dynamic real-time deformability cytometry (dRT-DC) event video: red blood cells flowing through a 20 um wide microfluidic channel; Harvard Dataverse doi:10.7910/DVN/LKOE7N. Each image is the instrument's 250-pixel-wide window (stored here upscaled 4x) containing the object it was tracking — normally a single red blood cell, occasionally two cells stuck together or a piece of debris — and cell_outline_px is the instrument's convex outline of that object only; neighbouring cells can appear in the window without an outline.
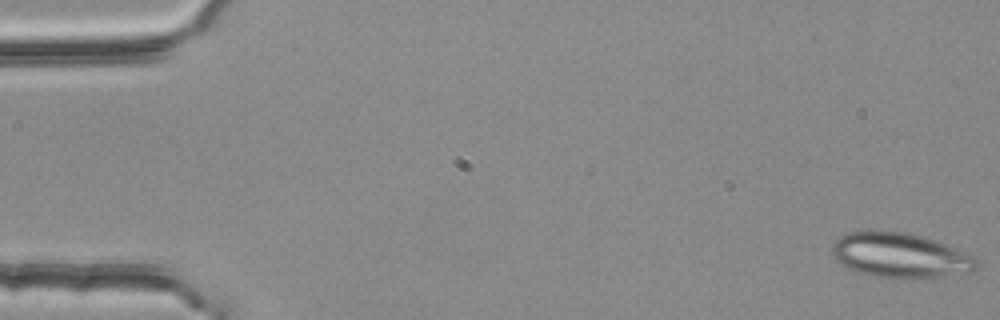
{"species": "common noctule bat (a hibernating species)", "species_latin": "Nyctalus noctula", "temperature_condition": "room temperature", "stored_images_in_passage": 3, "camera_frame_rate_fps": 3000, "um_per_image_px": 0.085, "animal": {"sex": "female", "body_mass_g": 25.1}, "frame": {"image": 1, "passage_image": 1, "time_ms": 0.0, "image_size_px": [1000, 320], "cell_outline_px": [[980, 264], [976, 268], [936, 276], [912, 280], [868, 276], [848, 268], [836, 260], [832, 252], [832, 244], [840, 236], [848, 232], [904, 232], [920, 236], [944, 244], [976, 256], [980, 260]], "centroid_in_image_um": [76.47, 21.73], "position_along_channel_um": 8.5, "area_um2": 37.28}}